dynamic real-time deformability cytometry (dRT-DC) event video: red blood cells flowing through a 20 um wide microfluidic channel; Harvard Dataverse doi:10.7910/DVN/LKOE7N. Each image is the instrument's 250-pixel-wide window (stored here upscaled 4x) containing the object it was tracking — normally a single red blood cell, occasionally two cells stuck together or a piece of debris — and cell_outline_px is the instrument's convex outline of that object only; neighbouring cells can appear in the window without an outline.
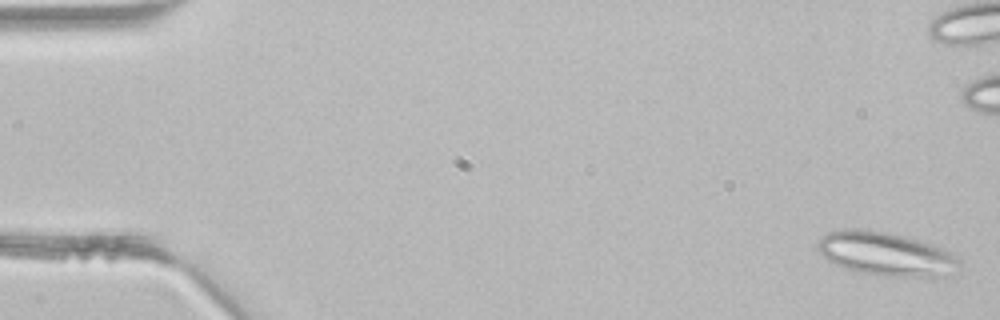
{"species": "common noctule bat (a hibernating species)", "species_latin": "Nyctalus noctula", "temperature_condition": "room temperature", "stored_images_in_passage": 4, "camera_frame_rate_fps": 3000, "um_per_image_px": 0.085, "animal": {"sex": "male", "body_mass_g": 21.5, "forearm_length_mm": 52.0}, "frame": {"image": 1, "passage_image": 1, "time_ms": 0.0, "image_size_px": [1000, 320], "cell_outline_px": [[960, 264], [948, 276], [932, 280], [884, 276], [856, 272], [836, 264], [828, 260], [816, 248], [816, 244], [820, 236], [828, 232], [844, 228], [856, 228], [888, 232], [904, 236], [932, 244], [944, 248], [960, 260]], "centroid_in_image_um": [75.33, 21.62], "position_along_channel_um": 9.7, "area_um2": 36.99}}